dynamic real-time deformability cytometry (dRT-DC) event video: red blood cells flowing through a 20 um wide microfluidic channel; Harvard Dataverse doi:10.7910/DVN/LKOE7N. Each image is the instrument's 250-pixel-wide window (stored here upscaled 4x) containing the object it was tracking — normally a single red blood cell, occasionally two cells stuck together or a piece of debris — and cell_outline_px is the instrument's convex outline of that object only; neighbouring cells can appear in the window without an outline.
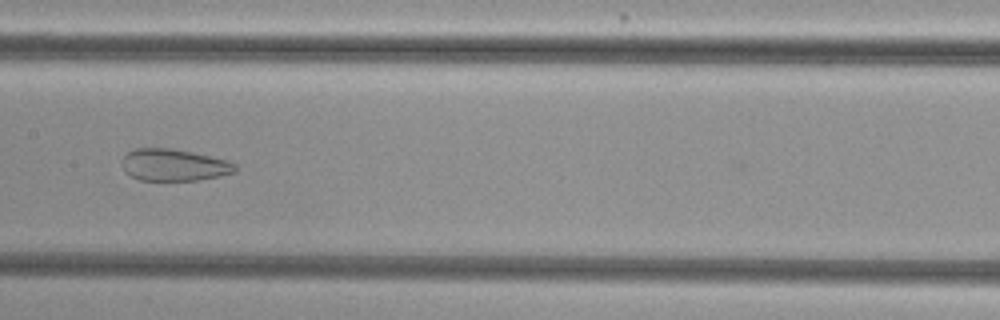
{"species": "common noctule bat (a hibernating species)", "species_latin": "Nyctalus noctula", "temperature_condition": "cold", "stored_images_in_passage": 40, "camera_frame_rate_fps": 3000, "um_per_image_px": 0.085, "animal": {"sex": "female", "body_mass_g": 29.2, "forearm_length_mm": 56.3}, "frame": {"image": 1, "passage_image": 13, "time_ms": 4.0, "image_size_px": [1000, 320], "cell_outline_px": [[236, 172], [220, 176], [196, 180], [140, 180], [124, 172], [124, 156], [128, 152], [136, 148], [172, 148], [192, 152], [228, 160], [236, 164]], "centroid_in_image_um": [14.82, 14.02], "position_along_channel_um": 192.6, "area_um2": 20.92}}
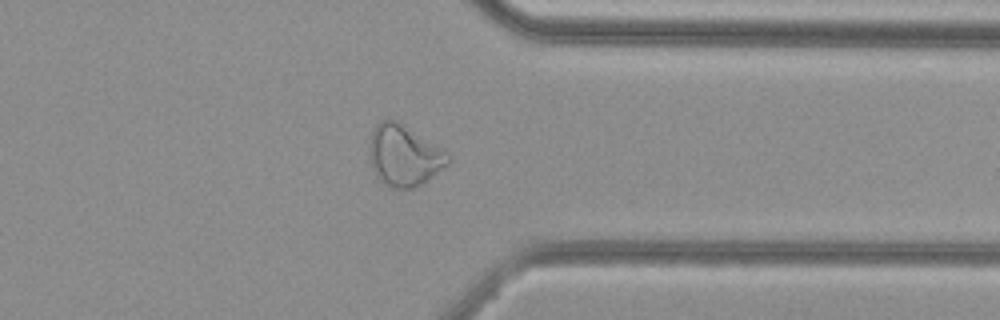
{"frame": {"image": 2, "passage_image": 28, "time_ms": 9.0, "image_size_px": [1000, 320], "cell_outline_px": [[452, 160], [448, 164], [416, 188], [388, 188], [376, 176], [372, 164], [372, 132], [376, 124], [380, 120], [396, 120], [444, 148], [452, 156]], "centroid_in_image_um": [34.42, 13.23], "position_along_channel_um": 377.0, "area_um2": 27.74}}
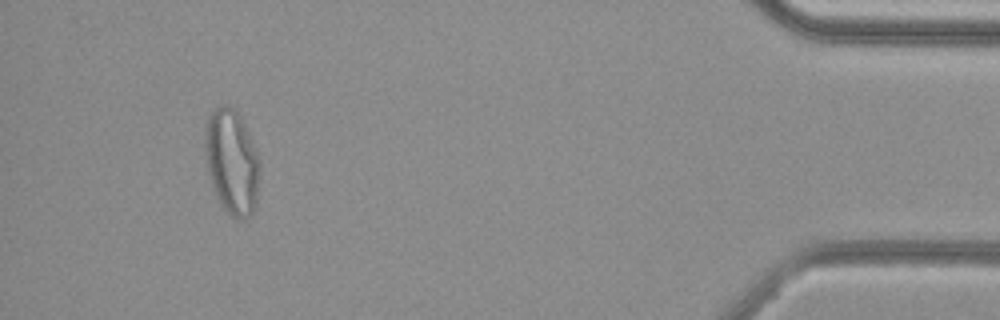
{"frame": {"image": 3, "passage_image": 36, "time_ms": 11.667, "image_size_px": [1000, 320], "cell_outline_px": [[260, 172], [256, 204], [252, 216], [244, 220], [240, 220], [232, 216], [220, 204], [212, 188], [208, 172], [204, 148], [204, 128], [208, 116], [212, 108], [220, 104], [228, 104], [236, 108], [244, 124], [256, 152], [260, 164]], "centroid_in_image_um": [19.68, 13.74], "position_along_channel_um": 415.5, "area_um2": 34.16}, "authors_computed_cell_mechanics": {"area_um2": 26.4724, "velocity_mm_per_s": 3.7643, "shape_relaxation_time_tau1_ms": null, "shape_relaxation_time_tau2_ms": 1.6646, "deformation_change_tau1": null, "deformation_change_tau2": 0.0634}}